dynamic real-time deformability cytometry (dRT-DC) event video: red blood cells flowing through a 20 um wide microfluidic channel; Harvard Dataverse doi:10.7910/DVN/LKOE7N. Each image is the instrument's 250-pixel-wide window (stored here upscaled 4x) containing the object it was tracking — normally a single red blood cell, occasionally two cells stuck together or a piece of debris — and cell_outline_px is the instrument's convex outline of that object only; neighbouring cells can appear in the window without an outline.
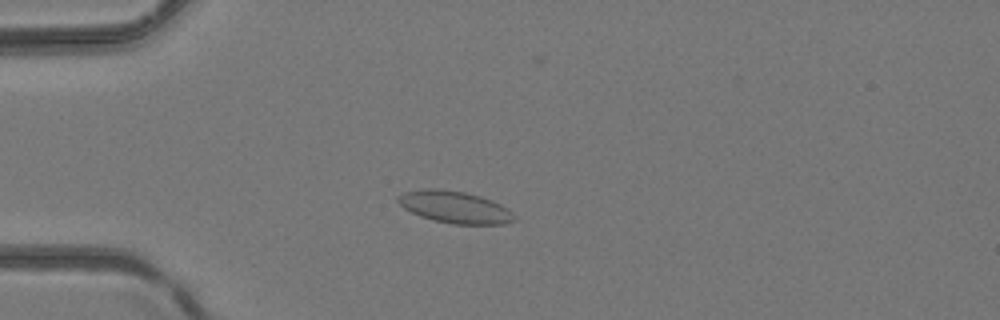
{"species": "common noctule bat (a hibernating species)", "species_latin": "Nyctalus noctula", "temperature_condition": "room temperature", "stored_images_in_passage": 46, "camera_frame_rate_fps": 3000, "um_per_image_px": 0.085, "animal": {"sex": "female", "body_mass_g": 24.6, "forearm_length_mm": 56.2}, "frame": {"image": 1, "passage_image": 12, "time_ms": 3.667, "image_size_px": [1000, 320], "cell_outline_px": [[516, 220], [504, 224], [452, 224], [432, 220], [420, 216], [404, 208], [396, 200], [396, 196], [404, 192], [424, 188], [432, 188], [464, 192], [480, 196], [500, 204], [508, 208], [516, 216]], "centroid_in_image_um": [38.65, 17.61], "position_along_channel_um": 46.4, "area_um2": 21.73}}
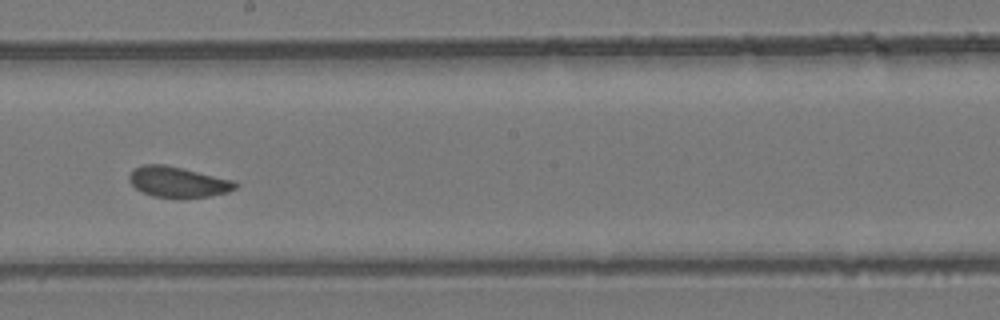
{"frame": {"image": 2, "passage_image": 26, "time_ms": 8.333, "image_size_px": [1000, 320], "cell_outline_px": [[240, 184], [236, 188], [228, 192], [208, 196], [184, 200], [152, 196], [136, 188], [128, 180], [128, 176], [136, 168], [144, 164], [164, 164], [236, 180]], "centroid_in_image_um": [15.18, 15.49], "position_along_channel_um": 233.0, "area_um2": 19.36}}
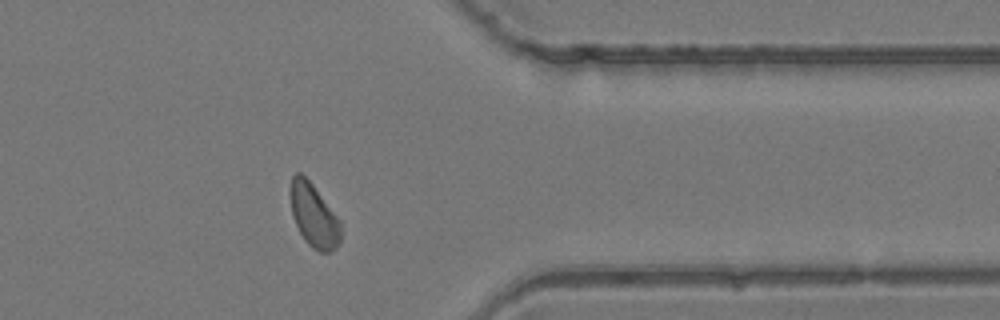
{"frame": {"image": 3, "passage_image": 37, "time_ms": 12.0, "image_size_px": [1000, 320], "cell_outline_px": [[340, 240], [336, 248], [332, 252], [320, 252], [312, 248], [304, 240], [292, 216], [288, 192], [292, 176], [296, 172], [300, 172], [312, 184], [340, 220]], "centroid_in_image_um": [26.64, 18.31], "position_along_channel_um": 384.8, "area_um2": 18.73}}